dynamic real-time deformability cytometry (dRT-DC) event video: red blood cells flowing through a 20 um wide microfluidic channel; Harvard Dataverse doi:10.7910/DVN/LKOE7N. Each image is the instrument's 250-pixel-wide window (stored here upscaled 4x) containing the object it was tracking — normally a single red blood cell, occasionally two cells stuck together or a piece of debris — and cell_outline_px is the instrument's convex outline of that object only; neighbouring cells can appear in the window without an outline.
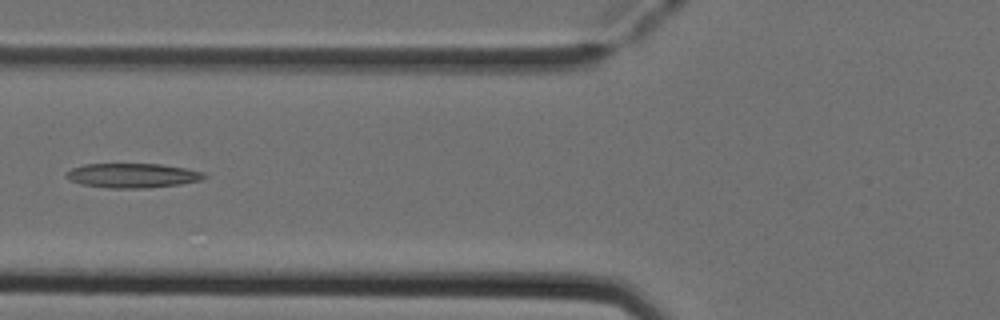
{"species": "Egyptian fruit bat (a non-hibernating species)", "species_latin": "Rousettus aegyptiacus", "temperature_condition": "cold", "stored_images_in_passage": 4, "camera_frame_rate_fps": 3000, "um_per_image_px": 0.085, "animal": {"sex": "female"}, "frame": {"image": 1, "passage_image": 3, "time_ms": 0.667, "image_size_px": [1000, 320], "cell_outline_px": [[208, 176], [200, 180], [180, 184], [144, 188], [108, 188], [80, 184], [64, 176], [64, 172], [72, 168], [84, 164], [160, 164], [188, 168], [204, 172]], "centroid_in_image_um": [11.26, 14.91], "position_along_channel_um": 114.5, "area_um2": 19.77}}
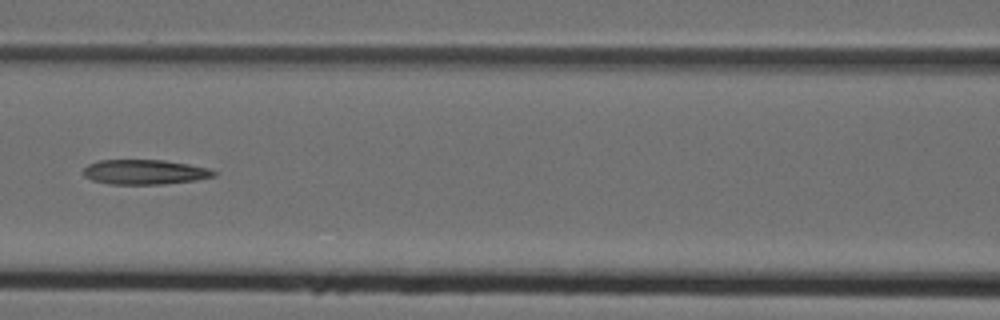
{"frame": {"image": 2, "passage_image": 4, "time_ms": 1.0, "image_size_px": [1000, 320], "cell_outline_px": [[216, 176], [196, 180], [164, 184], [108, 184], [92, 180], [84, 176], [84, 168], [88, 164], [100, 160], [164, 160], [188, 164], [208, 168], [216, 172]], "centroid_in_image_um": [12.3, 14.62], "position_along_channel_um": 154.3, "area_um2": 18.84}}